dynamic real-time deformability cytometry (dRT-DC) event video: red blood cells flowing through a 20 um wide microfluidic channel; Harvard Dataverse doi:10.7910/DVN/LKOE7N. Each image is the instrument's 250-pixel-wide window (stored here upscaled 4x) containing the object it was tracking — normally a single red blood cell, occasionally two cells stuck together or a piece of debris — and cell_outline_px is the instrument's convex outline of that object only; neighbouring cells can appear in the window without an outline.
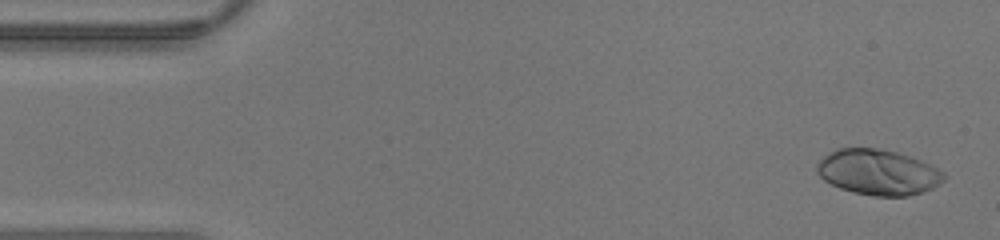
{"species": "human", "species_latin": "Homo sapiens", "temperature_condition": "warm", "stored_images_in_passage": 43, "camera_frame_rate_fps": 3000, "um_per_image_px": 0.085, "donor": {"sex": "male"}, "frame": {"image": 1, "passage_image": 2, "time_ms": 0.333, "image_size_px": [1000, 240], "cell_outline_px": [[948, 176], [944, 180], [932, 188], [908, 196], [872, 196], [840, 188], [824, 180], [816, 172], [816, 164], [828, 152], [836, 148], [880, 148], [912, 156], [944, 172]], "centroid_in_image_um": [74.62, 14.62], "position_along_channel_um": 10.4, "area_um2": 33.7}}
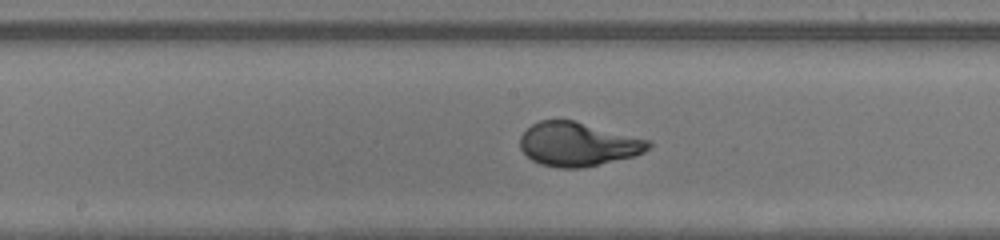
{"frame": {"image": 2, "passage_image": 22, "time_ms": 7.0, "image_size_px": [1000, 240], "cell_outline_px": [[652, 144], [644, 152], [632, 156], [584, 168], [556, 168], [540, 164], [532, 160], [520, 148], [520, 136], [532, 124], [540, 120], [572, 120], [652, 140]], "centroid_in_image_um": [49.12, 12.26], "position_along_channel_um": 199.1, "area_um2": 32.77}}
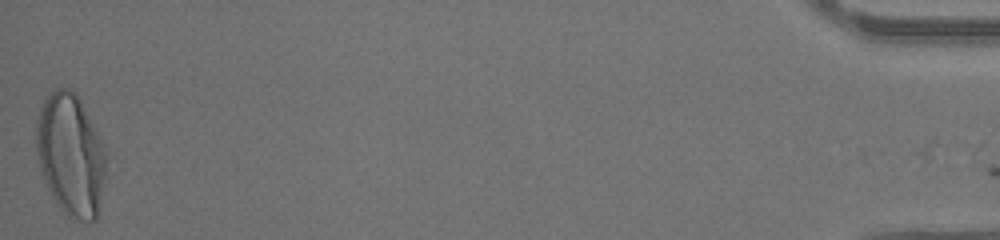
{"frame": {"image": 3, "passage_image": 43, "time_ms": 14.0, "image_size_px": [1000, 240], "cell_outline_px": [[108, 156], [96, 220], [80, 220], [68, 216], [60, 208], [52, 196], [48, 188], [36, 156], [36, 120], [40, 108], [44, 100], [56, 88], [72, 88], [76, 92]], "centroid_in_image_um": [5.99, 13.14], "position_along_channel_um": 429.2, "area_um2": 49.13}}